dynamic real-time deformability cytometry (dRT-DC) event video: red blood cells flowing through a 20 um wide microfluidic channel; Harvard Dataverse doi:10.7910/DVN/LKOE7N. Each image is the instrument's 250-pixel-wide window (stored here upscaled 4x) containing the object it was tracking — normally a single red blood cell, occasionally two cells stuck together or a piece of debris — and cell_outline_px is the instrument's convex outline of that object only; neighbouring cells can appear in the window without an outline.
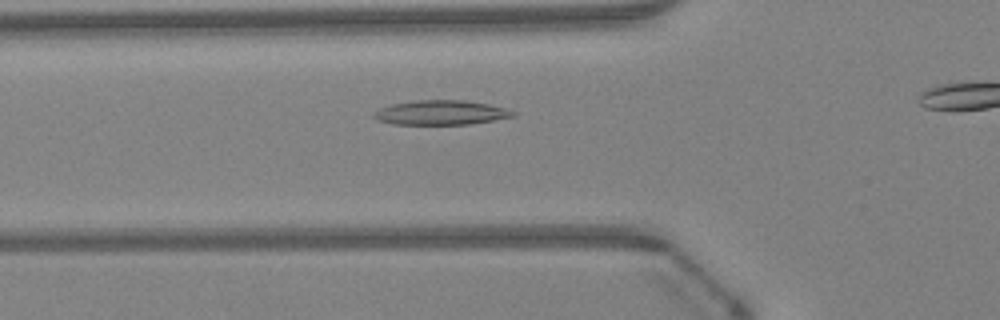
{"species": "Egyptian fruit bat (a non-hibernating species)", "species_latin": "Rousettus aegyptiacus", "temperature_condition": "warm", "stored_images_in_passage": 31, "camera_frame_rate_fps": 3000, "um_per_image_px": 0.085, "animal": {"sex": "female"}, "frame": {"image": 1, "passage_image": 9, "time_ms": 2.667, "image_size_px": [1000, 320], "cell_outline_px": [[516, 116], [468, 124], [392, 124], [376, 120], [372, 116], [372, 112], [380, 108], [392, 104], [416, 100], [464, 100], [488, 104], [504, 108], [516, 112]], "centroid_in_image_um": [37.43, 9.57], "position_along_channel_um": 88.4, "area_um2": 19.83}}
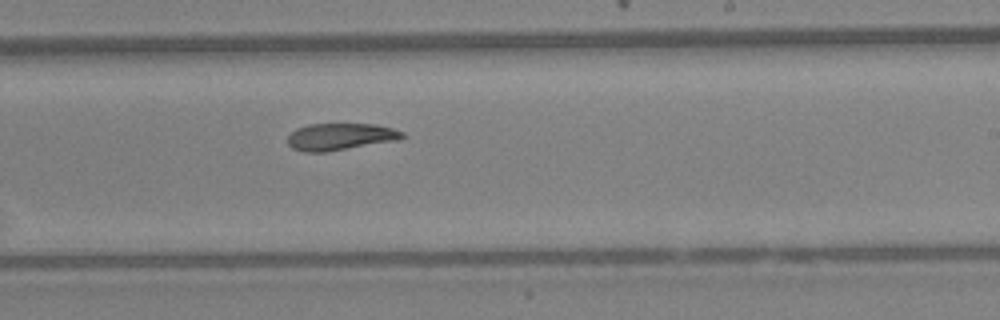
{"frame": {"image": 2, "passage_image": 21, "time_ms": 6.667, "image_size_px": [1000, 320], "cell_outline_px": [[404, 136], [400, 140], [324, 152], [304, 152], [292, 148], [288, 144], [288, 136], [296, 128], [308, 124], [376, 124], [392, 128], [404, 132]], "centroid_in_image_um": [28.93, 11.61], "position_along_channel_um": 260.1, "area_um2": 18.03}}
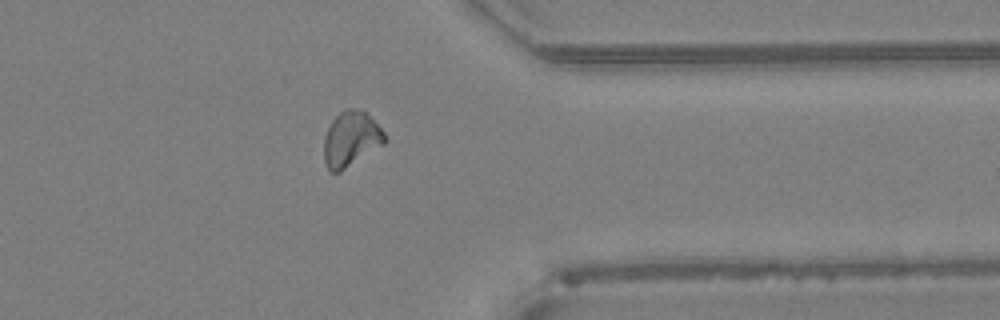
{"frame": {"image": 3, "passage_image": 30, "time_ms": 9.667, "image_size_px": [1000, 320], "cell_outline_px": [[388, 140], [384, 144], [340, 172], [332, 172], [324, 164], [324, 136], [332, 120], [344, 108], [364, 108], [388, 136]], "centroid_in_image_um": [29.86, 11.78], "position_along_channel_um": 381.5, "area_um2": 19.94}}